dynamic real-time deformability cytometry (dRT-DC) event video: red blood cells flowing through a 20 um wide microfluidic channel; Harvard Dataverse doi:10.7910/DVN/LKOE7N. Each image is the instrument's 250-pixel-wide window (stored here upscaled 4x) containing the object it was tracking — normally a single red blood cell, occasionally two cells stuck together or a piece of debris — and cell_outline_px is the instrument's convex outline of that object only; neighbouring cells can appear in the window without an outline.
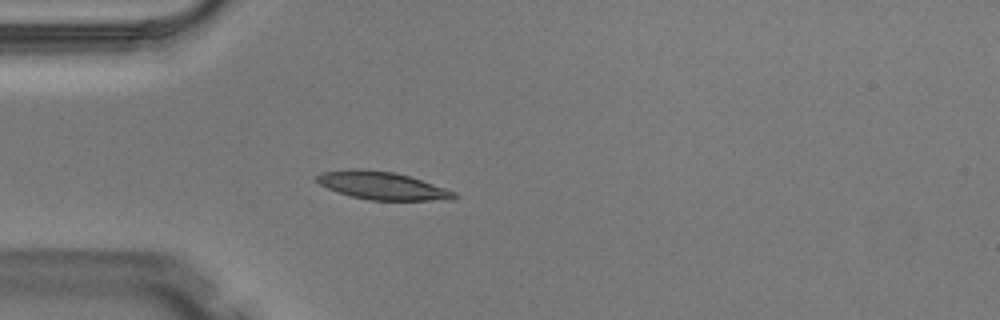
{"species": "Egyptian fruit bat (a non-hibernating species)", "species_latin": "Rousettus aegyptiacus", "temperature_condition": "warm", "stored_images_in_passage": 1, "camera_frame_rate_fps": 3000, "um_per_image_px": 0.085, "animal": {"sex": "male"}, "frame": {"image": 1, "passage_image": 1, "time_ms": 0.0, "image_size_px": [1000, 320], "cell_outline_px": [[460, 196], [452, 200], [368, 200], [352, 196], [328, 188], [320, 184], [316, 180], [316, 176], [320, 172], [348, 168], [360, 168], [392, 172], [408, 176], [456, 192]], "centroid_in_image_um": [32.47, 15.77], "position_along_channel_um": 52.5, "area_um2": 22.2}}